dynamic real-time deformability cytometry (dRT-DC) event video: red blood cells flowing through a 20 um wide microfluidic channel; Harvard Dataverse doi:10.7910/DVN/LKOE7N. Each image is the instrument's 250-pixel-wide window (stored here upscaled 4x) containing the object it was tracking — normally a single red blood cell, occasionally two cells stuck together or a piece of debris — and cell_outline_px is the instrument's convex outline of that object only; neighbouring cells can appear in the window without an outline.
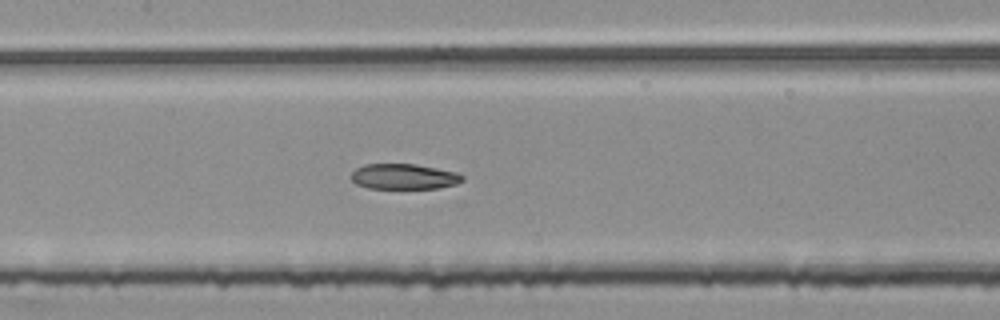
{"species": "common noctule bat (a hibernating species)", "species_latin": "Nyctalus noctula", "temperature_condition": "room temperature", "stored_images_in_passage": 52, "segment_of_instrument_passage": [2, 3], "camera_frame_rate_fps": 3000, "um_per_image_px": 0.085, "animal": {"sex": "female", "body_mass_g": 25.1}, "frame": {"image": 1, "passage_image": 23, "time_ms": 7.333, "image_size_px": [1000, 320], "cell_outline_px": [[464, 180], [456, 184], [440, 188], [368, 188], [356, 184], [352, 180], [352, 172], [356, 168], [364, 164], [416, 164], [456, 172], [464, 176]], "centroid_in_image_um": [34.34, 15.0], "position_along_channel_um": 173.1, "area_um2": 16.47}}
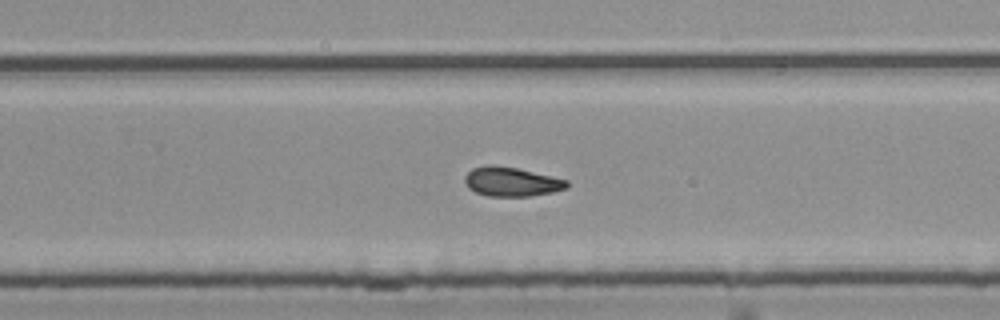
{"frame": {"image": 2, "passage_image": 32, "time_ms": 10.333, "image_size_px": [1000, 320], "cell_outline_px": [[568, 188], [552, 192], [532, 196], [488, 196], [476, 192], [468, 188], [464, 180], [464, 176], [472, 168], [484, 164], [492, 164], [516, 168], [568, 180]], "centroid_in_image_um": [43.44, 15.44], "position_along_channel_um": 286.4, "area_um2": 17.46}}
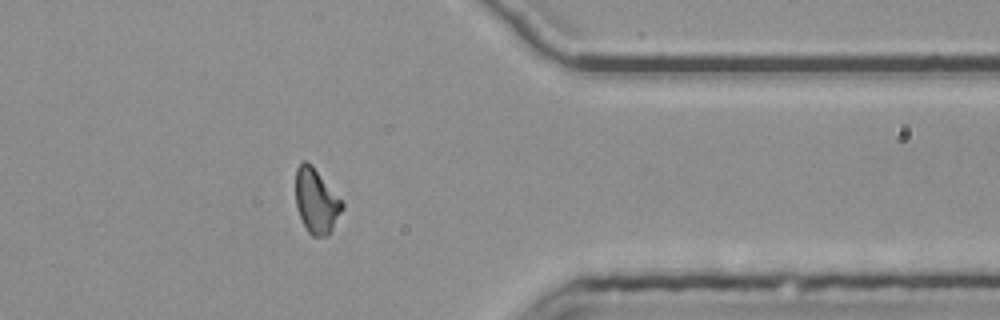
{"frame": {"image": 3, "passage_image": 41, "time_ms": 13.333, "image_size_px": [1000, 320], "cell_outline_px": [[344, 208], [328, 236], [312, 236], [308, 232], [296, 208], [296, 168], [304, 160], [312, 164], [344, 204]], "centroid_in_image_um": [26.88, 17.09], "position_along_channel_um": 384.5, "area_um2": 17.4}}